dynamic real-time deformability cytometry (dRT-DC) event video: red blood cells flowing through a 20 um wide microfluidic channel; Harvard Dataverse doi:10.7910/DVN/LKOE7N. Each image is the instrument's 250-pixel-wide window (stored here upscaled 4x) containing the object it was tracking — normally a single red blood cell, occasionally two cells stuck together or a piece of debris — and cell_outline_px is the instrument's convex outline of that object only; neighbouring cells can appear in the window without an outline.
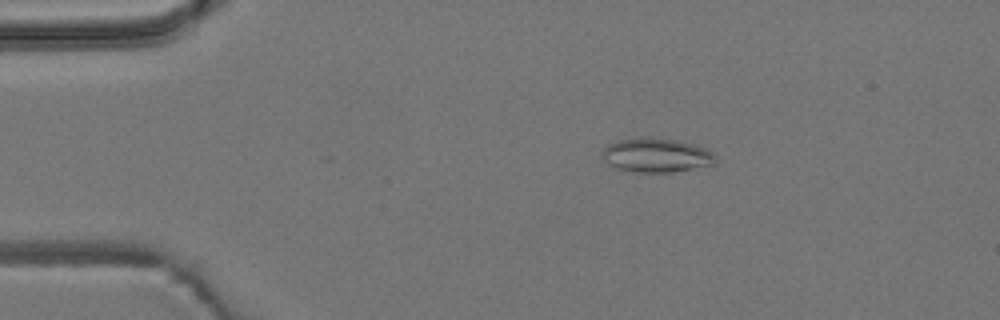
{"species": "common noctule bat (a hibernating species)", "species_latin": "Nyctalus noctula", "temperature_condition": "room temperature", "stored_images_in_passage": 36, "camera_frame_rate_fps": 3000, "um_per_image_px": 0.085, "animal": {"sex": "male", "body_mass_g": 19.2, "forearm_length_mm": 51.8}, "frame": {"image": 1, "passage_image": 3, "time_ms": 0.667, "image_size_px": [1000, 320], "cell_outline_px": [[716, 164], [672, 172], [632, 172], [616, 168], [608, 164], [600, 156], [600, 152], [608, 144], [616, 140], [636, 136], [644, 136], [676, 140], [696, 144], [712, 152], [716, 156]], "centroid_in_image_um": [55.74, 13.18], "position_along_channel_um": 29.3, "area_um2": 23.06}}
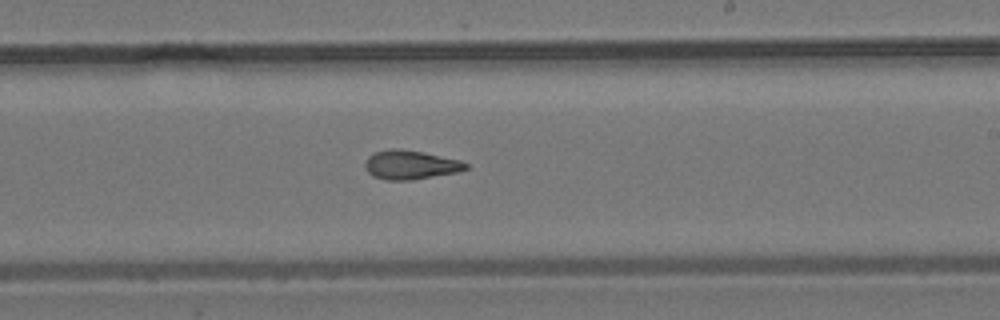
{"frame": {"image": 2, "passage_image": 25, "time_ms": 8.0, "image_size_px": [1000, 320], "cell_outline_px": [[468, 168], [456, 172], [412, 180], [388, 180], [372, 176], [368, 172], [364, 164], [368, 156], [376, 152], [388, 148], [400, 148], [424, 152], [460, 160], [468, 164]], "centroid_in_image_um": [34.87, 14.0], "position_along_channel_um": 254.1, "area_um2": 17.05}}
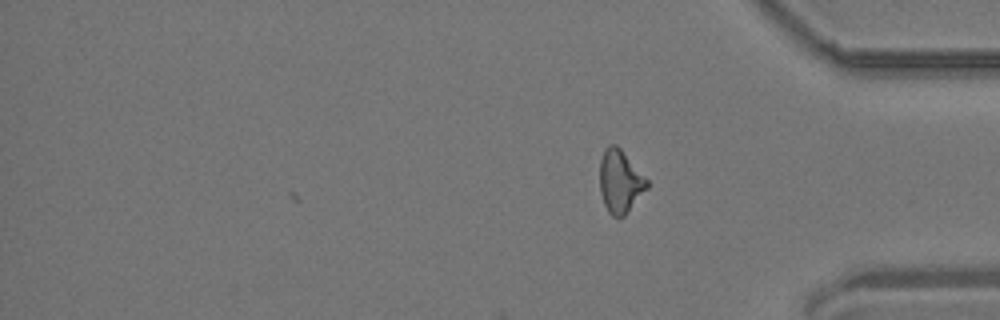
{"frame": {"image": 3, "passage_image": 36, "time_ms": 11.667, "image_size_px": [1000, 320], "cell_outline_px": [[648, 188], [624, 216], [612, 216], [608, 212], [604, 204], [600, 192], [600, 160], [604, 148], [608, 144], [616, 144], [620, 148], [648, 180]], "centroid_in_image_um": [52.7, 15.41], "position_along_channel_um": 382.5, "area_um2": 17.28}, "authors_computed_cell_mechanics": {"area_um2": 17.1955, "velocity_mm_per_s": 3.8341, "shape_relaxation_time_tau1_ms": null, "shape_relaxation_time_tau2_ms": 2.6447, "deformation_change_tau1": null, "deformation_change_tau2": 0.1056}}